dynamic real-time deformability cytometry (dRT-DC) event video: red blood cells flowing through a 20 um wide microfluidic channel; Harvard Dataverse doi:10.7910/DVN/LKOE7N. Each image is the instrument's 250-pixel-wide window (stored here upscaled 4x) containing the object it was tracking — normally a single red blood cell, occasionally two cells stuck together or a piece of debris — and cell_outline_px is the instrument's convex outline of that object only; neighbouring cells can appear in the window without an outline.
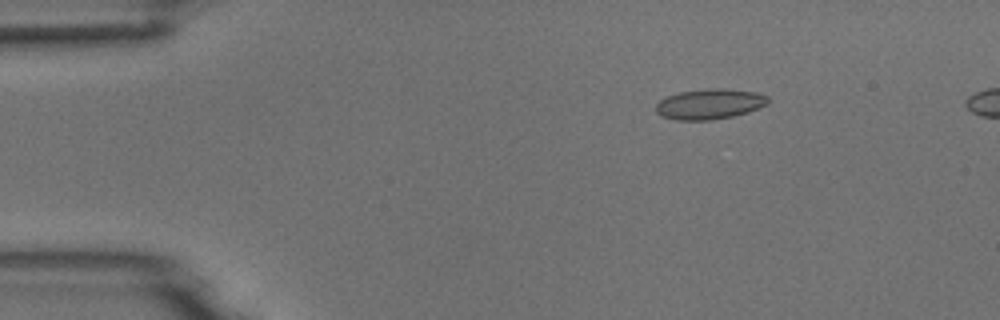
{"species": "common noctule bat (a hibernating species)", "species_latin": "Nyctalus noctula", "temperature_condition": "room temperature", "stored_images_in_passage": 6, "camera_frame_rate_fps": 3000, "um_per_image_px": 0.085, "animal": {"sex": "male", "body_mass_g": 18.8}, "frame": {"image": 1, "passage_image": 3, "time_ms": 2.0, "image_size_px": [1000, 320], "cell_outline_px": [[768, 104], [748, 112], [732, 116], [712, 120], [676, 120], [660, 116], [656, 112], [656, 104], [660, 100], [668, 96], [680, 92], [712, 88], [720, 88], [756, 92], [768, 96]], "centroid_in_image_um": [60.31, 8.85], "position_along_channel_um": 24.7, "area_um2": 19.77}}